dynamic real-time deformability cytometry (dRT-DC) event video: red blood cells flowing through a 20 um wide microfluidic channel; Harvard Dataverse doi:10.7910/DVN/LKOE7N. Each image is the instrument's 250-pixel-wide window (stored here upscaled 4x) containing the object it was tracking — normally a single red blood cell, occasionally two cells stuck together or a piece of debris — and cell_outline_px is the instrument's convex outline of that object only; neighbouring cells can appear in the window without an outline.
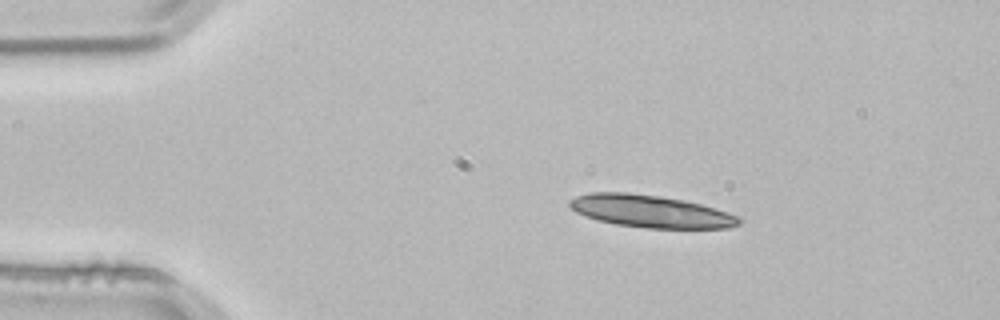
{"species": "common noctule bat (a hibernating species)", "species_latin": "Nyctalus noctula", "temperature_condition": "room temperature", "stored_images_in_passage": 3, "camera_frame_rate_fps": 3000, "um_per_image_px": 0.085, "animal": {"sex": "male", "body_mass_g": 21.5, "forearm_length_mm": 52.0}, "frame": {"image": 1, "passage_image": 2, "time_ms": 0.333, "image_size_px": [1000, 320], "cell_outline_px": [[744, 220], [740, 224], [728, 228], [648, 228], [616, 224], [596, 220], [584, 216], [576, 212], [568, 204], [568, 200], [576, 196], [588, 192], [628, 192], [660, 196], [684, 200], [716, 208], [740, 216]], "centroid_in_image_um": [55.31, 17.95], "position_along_channel_um": 29.7, "area_um2": 32.25}}